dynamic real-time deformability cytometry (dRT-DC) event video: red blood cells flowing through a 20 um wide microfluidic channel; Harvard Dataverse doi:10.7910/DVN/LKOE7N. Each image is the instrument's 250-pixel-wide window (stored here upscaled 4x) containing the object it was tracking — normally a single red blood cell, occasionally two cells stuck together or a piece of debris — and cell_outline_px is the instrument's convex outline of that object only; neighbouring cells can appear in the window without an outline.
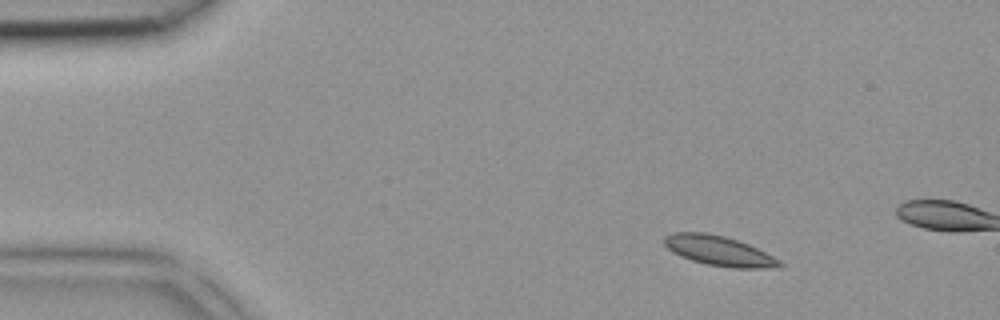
{"species": "common noctule bat (a hibernating species)", "species_latin": "Nyctalus noctula", "temperature_condition": "room temperature", "stored_images_in_passage": 3, "camera_frame_rate_fps": 3000, "um_per_image_px": 0.085, "animal": {"sex": "female", "body_mass_g": 18.4}, "frame": {"image": 1, "passage_image": 1, "time_ms": 0.0, "image_size_px": [1000, 320], "cell_outline_px": [[784, 264], [780, 268], [732, 268], [708, 264], [692, 260], [680, 256], [672, 252], [664, 244], [664, 236], [672, 232], [704, 232], [724, 236], [748, 244], [780, 260]], "centroid_in_image_um": [61.11, 21.32], "position_along_channel_um": 23.9, "area_um2": 20.0}}